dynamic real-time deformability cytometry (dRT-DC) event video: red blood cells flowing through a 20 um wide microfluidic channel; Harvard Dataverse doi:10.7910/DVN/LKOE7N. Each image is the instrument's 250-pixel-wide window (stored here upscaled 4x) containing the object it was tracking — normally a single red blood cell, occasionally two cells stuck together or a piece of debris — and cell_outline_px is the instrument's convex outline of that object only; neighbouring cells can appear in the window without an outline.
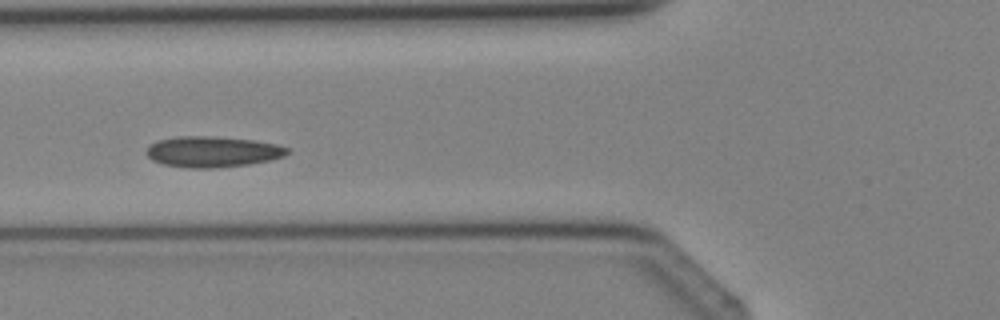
{"species": "Egyptian fruit bat (a non-hibernating species)", "species_latin": "Rousettus aegyptiacus", "temperature_condition": "cold", "stored_images_in_passage": 5, "camera_frame_rate_fps": 3000, "um_per_image_px": 0.085, "animal": {"sex": "female"}, "frame": {"image": 1, "passage_image": 5, "time_ms": 4.667, "image_size_px": [1000, 320], "cell_outline_px": [[292, 152], [284, 156], [268, 160], [248, 164], [220, 168], [188, 168], [164, 164], [152, 160], [144, 152], [148, 144], [156, 140], [176, 136], [212, 136], [256, 140], [276, 144], [292, 148]], "centroid_in_image_um": [18.06, 12.89], "position_along_channel_um": 107.7, "area_um2": 25.78}}